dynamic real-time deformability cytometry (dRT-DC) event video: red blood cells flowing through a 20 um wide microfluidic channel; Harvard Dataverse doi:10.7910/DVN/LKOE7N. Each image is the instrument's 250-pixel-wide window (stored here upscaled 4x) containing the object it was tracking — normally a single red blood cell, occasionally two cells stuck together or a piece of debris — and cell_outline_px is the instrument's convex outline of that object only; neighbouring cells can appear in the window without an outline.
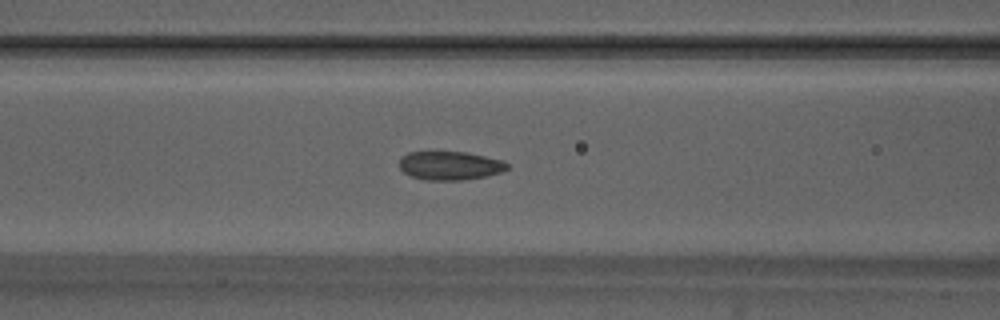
{"species": "Egyptian fruit bat (a non-hibernating species)", "species_latin": "Rousettus aegyptiacus", "temperature_condition": "warm", "stored_images_in_passage": 53, "camera_frame_rate_fps": 3000, "um_per_image_px": 0.085, "animal": {"sex": "male"}, "frame": {"image": 1, "passage_image": 21, "time_ms": 6.667, "image_size_px": [1000, 320], "cell_outline_px": [[508, 168], [500, 172], [488, 176], [464, 180], [424, 180], [412, 176], [404, 172], [400, 168], [400, 156], [408, 152], [468, 152], [500, 160], [508, 164]], "centroid_in_image_um": [38.22, 14.08], "position_along_channel_um": 128.4, "area_um2": 17.98}}
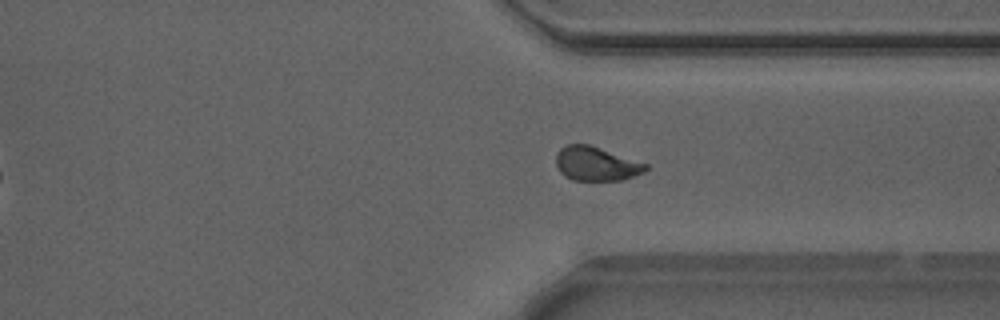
{"frame": {"image": 2, "passage_image": 39, "time_ms": 12.667, "image_size_px": [1000, 320], "cell_outline_px": [[648, 168], [644, 172], [620, 180], [572, 180], [564, 176], [560, 172], [556, 164], [556, 156], [560, 148], [568, 144], [588, 144], [648, 164]], "centroid_in_image_um": [50.65, 13.92], "position_along_channel_um": 360.8, "area_um2": 17.63}}
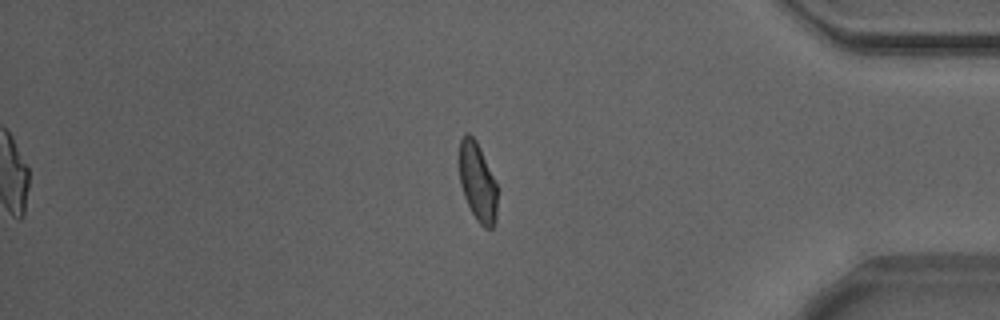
{"frame": {"image": 3, "passage_image": 44, "time_ms": 14.333, "image_size_px": [1000, 320], "cell_outline_px": [[496, 220], [492, 228], [484, 228], [476, 220], [464, 196], [460, 184], [460, 140], [464, 132], [468, 132], [476, 140], [480, 148], [496, 184]], "centroid_in_image_um": [40.58, 15.47], "position_along_channel_um": 394.6, "area_um2": 17.17}, "authors_computed_cell_mechanics": {"area_um2": 18.496, "velocity_mm_per_s": 3.8695, "shape_relaxation_time_tau1_ms": 6.3326, "shape_relaxation_time_tau2_ms": 0.9676, "deformation_change_tau1": 0.1523, "deformation_change_tau2": 0.0667}}